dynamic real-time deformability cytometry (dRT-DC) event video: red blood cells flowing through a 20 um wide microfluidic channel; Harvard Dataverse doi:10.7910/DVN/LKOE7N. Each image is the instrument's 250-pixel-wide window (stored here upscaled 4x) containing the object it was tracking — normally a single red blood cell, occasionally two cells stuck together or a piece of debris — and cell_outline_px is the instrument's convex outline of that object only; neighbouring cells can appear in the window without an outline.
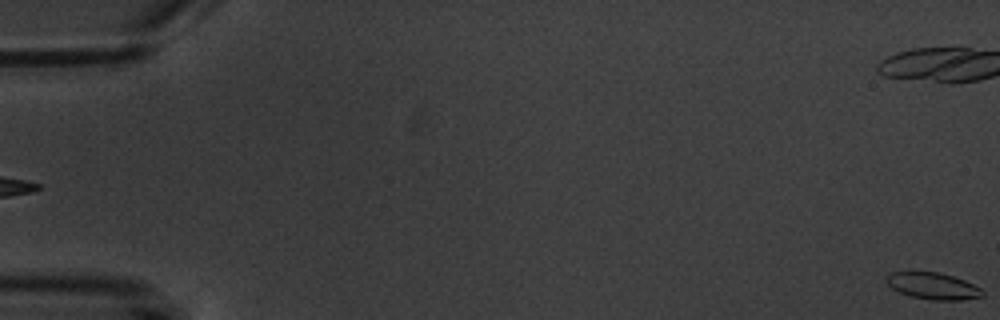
{"species": "common noctule bat (a hibernating species)", "species_latin": "Nyctalus noctula", "temperature_condition": "warm", "stored_images_in_passage": 5, "segment_of_instrument_passage": [2, 2], "camera_frame_rate_fps": 3000, "um_per_image_px": 0.085, "animal": {"sex": "male", "body_mass_g": 20.1, "forearm_length_mm": 53.5}, "frame": {"image": 1, "passage_image": 5, "time_ms": 6.0, "image_size_px": [1000, 320], "cell_outline_px": [[984, 296], [964, 300], [932, 300], [908, 296], [892, 288], [884, 280], [892, 272], [940, 272], [964, 280], [980, 288], [984, 292]], "centroid_in_image_um": [79.31, 24.32], "position_along_channel_um": 5.7, "area_um2": 14.91}}